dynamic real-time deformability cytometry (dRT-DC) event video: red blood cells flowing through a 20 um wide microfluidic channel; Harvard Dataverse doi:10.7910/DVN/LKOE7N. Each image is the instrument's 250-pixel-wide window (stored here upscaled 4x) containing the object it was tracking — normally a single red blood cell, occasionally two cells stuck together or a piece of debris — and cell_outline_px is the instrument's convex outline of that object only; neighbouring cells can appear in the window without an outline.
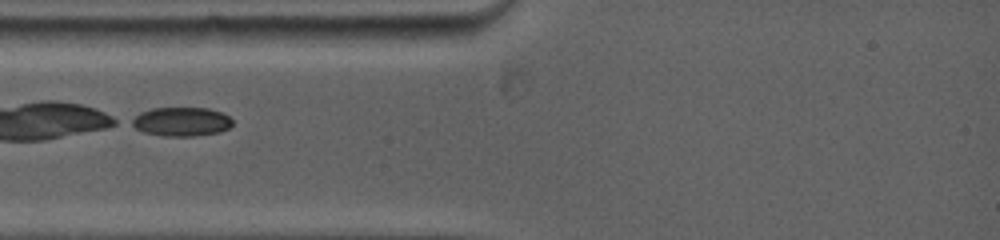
{"species": "common noctule bat (a hibernating species)", "species_latin": "Nyctalus noctula", "temperature_condition": "warm", "stored_images_in_passage": 2, "camera_frame_rate_fps": 5000, "um_per_image_px": 0.085, "animal": {"sex": "female", "body_mass_g": 19.0, "forearm_length_mm": 53.3}, "frame": {"image": 1, "passage_image": 2, "time_ms": 0.4, "image_size_px": [1000, 240], "cell_outline_px": [[232, 124], [228, 128], [220, 132], [192, 136], [168, 136], [144, 132], [128, 124], [128, 120], [140, 112], [152, 108], [208, 108], [220, 112], [228, 116], [232, 120]], "centroid_in_image_um": [15.36, 10.33], "position_along_channel_um": 69.6, "area_um2": 17.05}}